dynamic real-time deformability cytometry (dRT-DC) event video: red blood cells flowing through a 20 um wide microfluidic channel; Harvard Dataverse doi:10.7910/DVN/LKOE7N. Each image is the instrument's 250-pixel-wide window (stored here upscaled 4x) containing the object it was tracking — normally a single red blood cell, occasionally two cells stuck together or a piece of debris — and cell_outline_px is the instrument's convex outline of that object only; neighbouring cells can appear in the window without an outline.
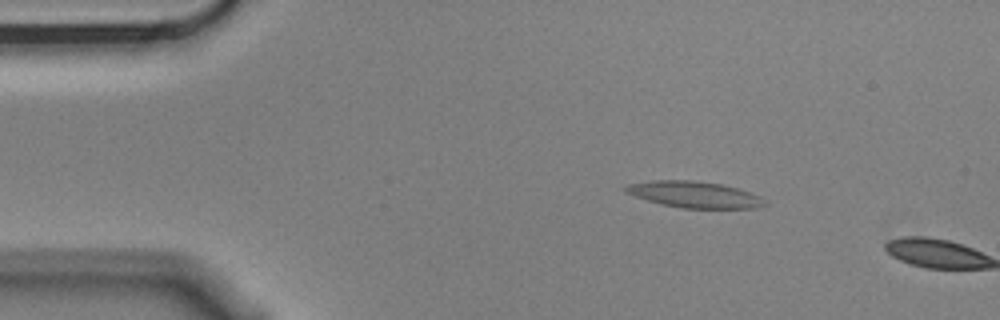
{"species": "Egyptian fruit bat (a non-hibernating species)", "species_latin": "Rousettus aegyptiacus", "temperature_condition": "cold", "stored_images_in_passage": 4, "camera_frame_rate_fps": 3000, "um_per_image_px": 0.085, "animal": {"sex": "male"}, "frame": {"image": 1, "passage_image": 3, "time_ms": 0.667, "image_size_px": [1000, 320], "cell_outline_px": [[768, 204], [756, 208], [684, 208], [660, 204], [624, 192], [624, 188], [628, 184], [652, 180], [692, 180], [720, 184], [736, 188], [760, 196], [768, 200]], "centroid_in_image_um": [59.04, 16.54], "position_along_channel_um": 26.0, "area_um2": 21.27}}